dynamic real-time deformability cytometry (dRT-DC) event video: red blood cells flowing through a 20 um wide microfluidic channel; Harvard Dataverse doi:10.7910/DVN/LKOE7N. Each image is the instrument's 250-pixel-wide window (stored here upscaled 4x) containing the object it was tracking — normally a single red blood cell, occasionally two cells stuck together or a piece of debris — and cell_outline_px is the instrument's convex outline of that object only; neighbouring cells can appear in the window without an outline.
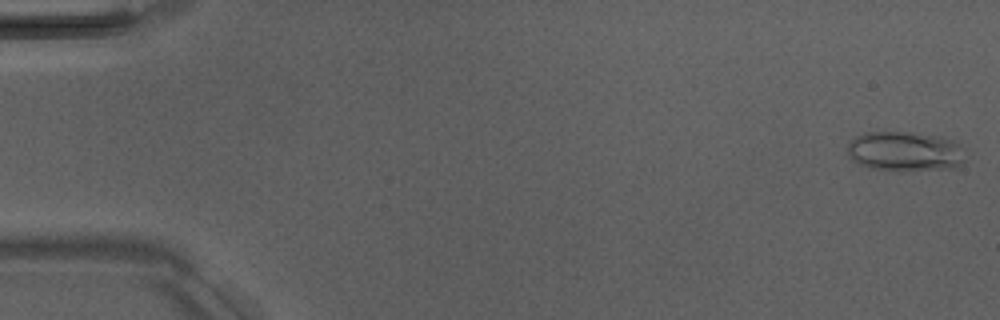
{"species": "Egyptian fruit bat (a non-hibernating species)", "species_latin": "Rousettus aegyptiacus", "temperature_condition": "room temperature", "stored_images_in_passage": 5, "camera_frame_rate_fps": 3000, "um_per_image_px": 0.085, "animal": {"sex": "male"}, "frame": {"image": 1, "passage_image": 1, "time_ms": 0.0, "image_size_px": [1000, 320], "cell_outline_px": [[964, 160], [960, 164], [952, 168], [896, 172], [868, 168], [852, 160], [848, 152], [848, 144], [856, 136], [864, 132], [912, 132], [936, 136], [956, 140], [964, 148]], "centroid_in_image_um": [76.93, 12.88], "position_along_channel_um": 8.1, "area_um2": 27.8}}